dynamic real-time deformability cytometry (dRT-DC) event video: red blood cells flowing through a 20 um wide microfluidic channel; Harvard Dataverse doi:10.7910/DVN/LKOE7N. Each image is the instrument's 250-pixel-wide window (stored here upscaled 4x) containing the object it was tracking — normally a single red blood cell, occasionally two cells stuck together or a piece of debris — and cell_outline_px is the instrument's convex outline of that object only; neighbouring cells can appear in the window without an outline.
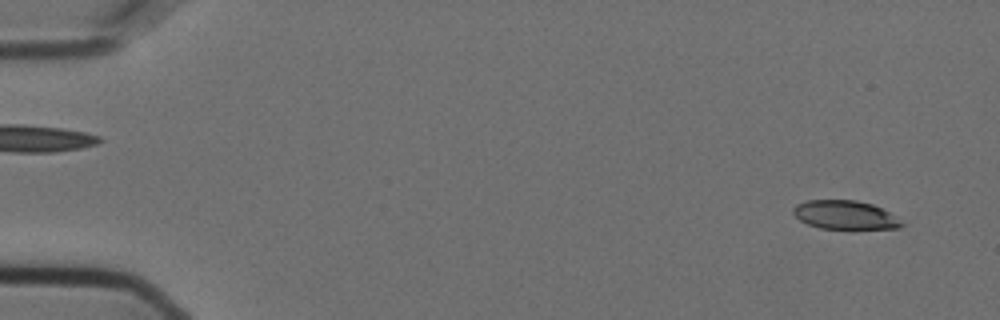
{"species": "Egyptian fruit bat (a non-hibernating species)", "species_latin": "Rousettus aegyptiacus", "temperature_condition": "cold", "stored_images_in_passage": 12, "camera_frame_rate_fps": 3000, "um_per_image_px": 0.085, "animal": {"sex": "female"}, "frame": {"image": 1, "passage_image": 3, "time_ms": 0.667, "image_size_px": [1000, 320], "cell_outline_px": [[904, 224], [900, 228], [852, 232], [820, 228], [808, 224], [800, 220], [792, 212], [792, 208], [796, 204], [808, 200], [856, 200], [872, 204], [888, 212]], "centroid_in_image_um": [71.84, 18.33], "position_along_channel_um": 13.2, "area_um2": 18.96}}